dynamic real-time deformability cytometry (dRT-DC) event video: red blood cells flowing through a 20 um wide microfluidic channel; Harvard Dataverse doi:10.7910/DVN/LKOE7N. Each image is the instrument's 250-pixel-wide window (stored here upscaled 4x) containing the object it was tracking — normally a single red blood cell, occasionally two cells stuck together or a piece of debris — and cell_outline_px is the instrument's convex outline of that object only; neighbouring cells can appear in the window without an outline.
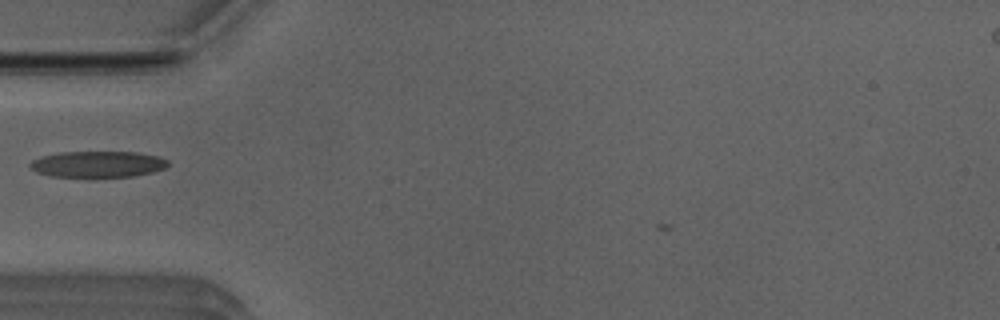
{"species": "Egyptian fruit bat (a non-hibernating species)", "species_latin": "Rousettus aegyptiacus", "temperature_condition": "room temperature", "stored_images_in_passage": 34, "camera_frame_rate_fps": 3000, "um_per_image_px": 0.085, "animal": {"sex": "male"}, "frame": {"image": 1, "passage_image": 4, "time_ms": 1.0, "image_size_px": [1000, 320], "cell_outline_px": [[168, 164], [164, 168], [152, 172], [132, 176], [92, 180], [52, 176], [36, 172], [28, 164], [32, 160], [40, 156], [60, 152], [136, 152], [160, 156], [168, 160]], "centroid_in_image_um": [8.28, 14.0], "position_along_channel_um": 76.7, "area_um2": 22.02}}
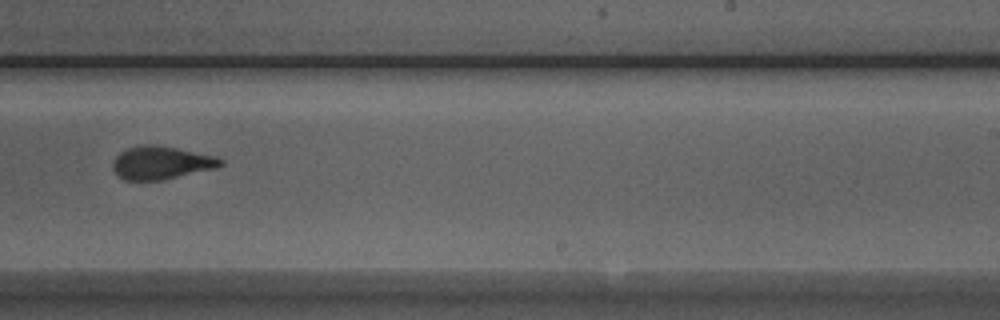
{"frame": {"image": 2, "passage_image": 19, "time_ms": 6.0, "image_size_px": [1000, 320], "cell_outline_px": [[224, 164], [216, 168], [164, 180], [124, 180], [112, 168], [112, 164], [116, 156], [120, 152], [128, 148], [144, 144], [152, 144], [176, 148], [216, 156], [224, 160]], "centroid_in_image_um": [13.72, 13.83], "position_along_channel_um": 275.3, "area_um2": 20.75}}
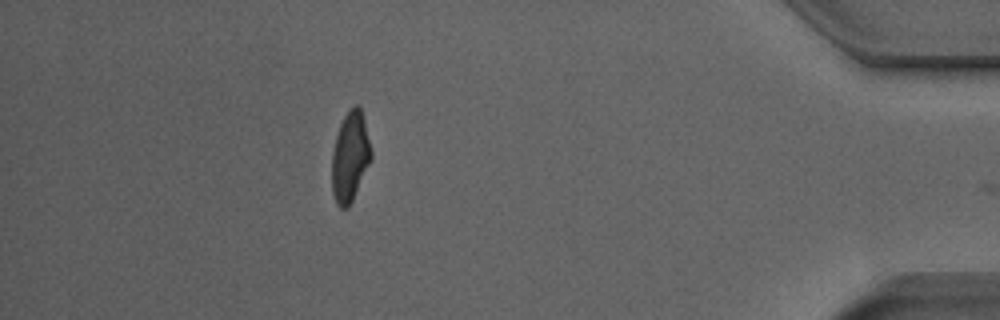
{"frame": {"image": 3, "passage_image": 33, "time_ms": 10.667, "image_size_px": [1000, 320], "cell_outline_px": [[372, 160], [348, 208], [340, 208], [336, 204], [332, 192], [332, 152], [336, 136], [340, 124], [344, 116], [356, 104], [360, 108], [364, 120], [372, 152]], "centroid_in_image_um": [29.76, 13.37], "position_along_channel_um": 405.4, "area_um2": 20.46}, "authors_computed_cell_mechanics": {"area_um2": 20.8947, "velocity_mm_per_s": 3.9632, "shape_relaxation_time_tau1_ms": 4.2901, "shape_relaxation_time_tau2_ms": 1.2892, "deformation_change_tau1": 0.1756, "deformation_change_tau2": 0.0813}}